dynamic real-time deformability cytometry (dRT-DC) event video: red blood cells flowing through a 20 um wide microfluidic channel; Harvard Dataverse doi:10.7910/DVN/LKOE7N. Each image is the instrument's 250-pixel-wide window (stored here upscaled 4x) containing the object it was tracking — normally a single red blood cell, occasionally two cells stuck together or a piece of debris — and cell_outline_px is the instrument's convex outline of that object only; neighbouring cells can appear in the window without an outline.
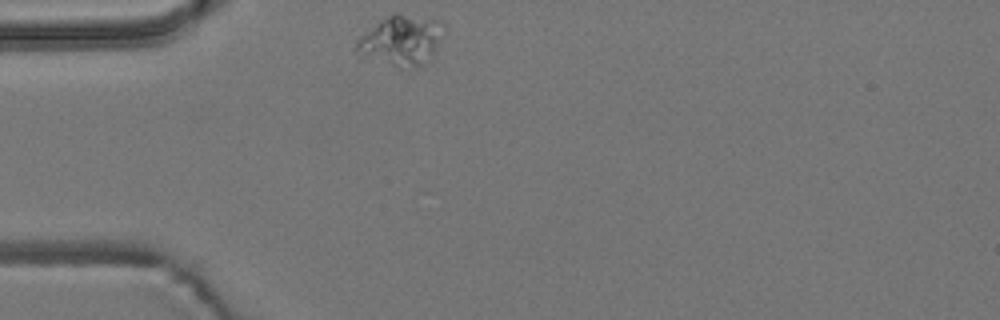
{"species": "common noctule bat (a hibernating species)", "species_latin": "Nyctalus noctula", "temperature_condition": "room temperature", "stored_images_in_passage": 44, "camera_frame_rate_fps": 3000, "um_per_image_px": 0.085, "animal": {"sex": "male", "body_mass_g": 19.2, "forearm_length_mm": 51.8}, "frame": {"image": 1, "passage_image": 1, "time_ms": 0.0, "image_size_px": [1000, 320], "cell_outline_px": [[436, 52], [432, 56], [416, 68], [400, 68], [360, 56], [352, 48], [356, 40], [364, 32], [380, 20], [392, 12], [396, 12], [436, 20]], "centroid_in_image_um": [33.92, 3.47], "position_along_channel_um": 51.1, "area_um2": 24.8}}
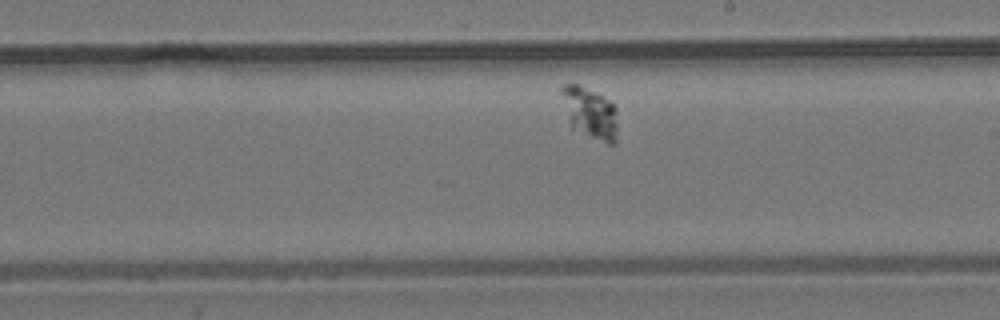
{"frame": {"image": 2, "passage_image": 19, "time_ms": 6.0, "image_size_px": [1000, 320], "cell_outline_px": [[616, 144], [608, 144], [568, 128], [560, 92], [560, 88], [564, 84], [576, 84], [612, 100], [616, 104]], "centroid_in_image_um": [50.11, 9.61], "position_along_channel_um": 238.9, "area_um2": 17.34}}
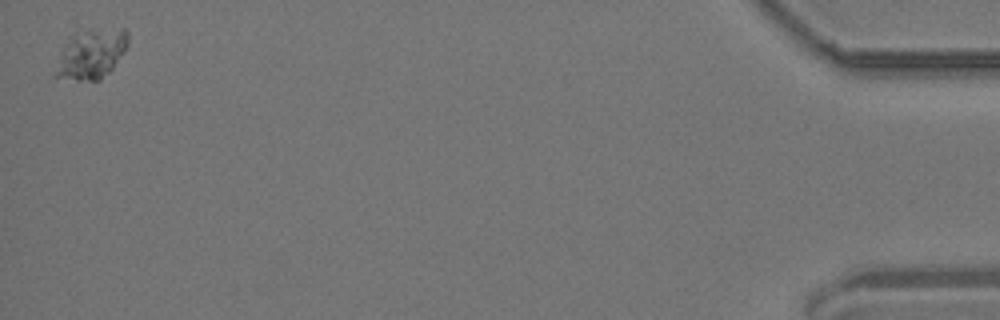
{"frame": {"image": 3, "passage_image": 44, "time_ms": 14.333, "image_size_px": [1000, 320], "cell_outline_px": [[128, 44], [124, 52], [112, 68], [100, 80], [76, 80], [52, 76], [60, 52], [72, 36], [88, 32], [120, 28], [124, 28], [128, 32]], "centroid_in_image_um": [7.76, 4.64], "position_along_channel_um": 427.4, "area_um2": 20.35}}